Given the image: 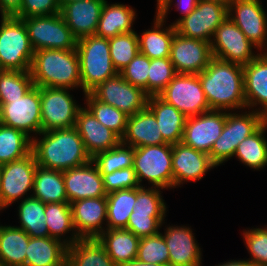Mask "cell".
<instances>
[{
	"mask_svg": "<svg viewBox=\"0 0 267 266\" xmlns=\"http://www.w3.org/2000/svg\"><path fill=\"white\" fill-rule=\"evenodd\" d=\"M198 76L211 110L246 108L242 65L213 58Z\"/></svg>",
	"mask_w": 267,
	"mask_h": 266,
	"instance_id": "6da1fadb",
	"label": "cell"
},
{
	"mask_svg": "<svg viewBox=\"0 0 267 266\" xmlns=\"http://www.w3.org/2000/svg\"><path fill=\"white\" fill-rule=\"evenodd\" d=\"M39 135L43 137H32V152L38 166L65 171L91 161L75 127L53 129Z\"/></svg>",
	"mask_w": 267,
	"mask_h": 266,
	"instance_id": "7a4b0ae2",
	"label": "cell"
},
{
	"mask_svg": "<svg viewBox=\"0 0 267 266\" xmlns=\"http://www.w3.org/2000/svg\"><path fill=\"white\" fill-rule=\"evenodd\" d=\"M30 74L38 87L82 88L76 49H40L34 52Z\"/></svg>",
	"mask_w": 267,
	"mask_h": 266,
	"instance_id": "3957f363",
	"label": "cell"
},
{
	"mask_svg": "<svg viewBox=\"0 0 267 266\" xmlns=\"http://www.w3.org/2000/svg\"><path fill=\"white\" fill-rule=\"evenodd\" d=\"M76 50L84 94L118 73L111 61L109 39L86 36L77 40Z\"/></svg>",
	"mask_w": 267,
	"mask_h": 266,
	"instance_id": "277c9868",
	"label": "cell"
},
{
	"mask_svg": "<svg viewBox=\"0 0 267 266\" xmlns=\"http://www.w3.org/2000/svg\"><path fill=\"white\" fill-rule=\"evenodd\" d=\"M1 70L30 71L34 50L24 21L15 16H1Z\"/></svg>",
	"mask_w": 267,
	"mask_h": 266,
	"instance_id": "5b68a950",
	"label": "cell"
},
{
	"mask_svg": "<svg viewBox=\"0 0 267 266\" xmlns=\"http://www.w3.org/2000/svg\"><path fill=\"white\" fill-rule=\"evenodd\" d=\"M266 121L267 118L254 109L241 114L226 113L223 131L214 142L209 154L211 161L219 166L230 160L238 145L256 132Z\"/></svg>",
	"mask_w": 267,
	"mask_h": 266,
	"instance_id": "8992f818",
	"label": "cell"
},
{
	"mask_svg": "<svg viewBox=\"0 0 267 266\" xmlns=\"http://www.w3.org/2000/svg\"><path fill=\"white\" fill-rule=\"evenodd\" d=\"M134 171L142 187L143 178L152 187L173 188L172 144L142 146L134 148Z\"/></svg>",
	"mask_w": 267,
	"mask_h": 266,
	"instance_id": "52a82bcc",
	"label": "cell"
},
{
	"mask_svg": "<svg viewBox=\"0 0 267 266\" xmlns=\"http://www.w3.org/2000/svg\"><path fill=\"white\" fill-rule=\"evenodd\" d=\"M22 20L34 52L40 49H76L77 39L66 25L61 13Z\"/></svg>",
	"mask_w": 267,
	"mask_h": 266,
	"instance_id": "ba28073f",
	"label": "cell"
},
{
	"mask_svg": "<svg viewBox=\"0 0 267 266\" xmlns=\"http://www.w3.org/2000/svg\"><path fill=\"white\" fill-rule=\"evenodd\" d=\"M158 96L187 118L211 110L198 74L177 73Z\"/></svg>",
	"mask_w": 267,
	"mask_h": 266,
	"instance_id": "9c48e42d",
	"label": "cell"
},
{
	"mask_svg": "<svg viewBox=\"0 0 267 266\" xmlns=\"http://www.w3.org/2000/svg\"><path fill=\"white\" fill-rule=\"evenodd\" d=\"M68 90V88L40 87L42 132L75 127L78 112L82 107L76 104V100Z\"/></svg>",
	"mask_w": 267,
	"mask_h": 266,
	"instance_id": "30bf717a",
	"label": "cell"
},
{
	"mask_svg": "<svg viewBox=\"0 0 267 266\" xmlns=\"http://www.w3.org/2000/svg\"><path fill=\"white\" fill-rule=\"evenodd\" d=\"M213 37L210 43L213 57L219 60L244 66L259 55L252 52L257 47L228 16L216 28Z\"/></svg>",
	"mask_w": 267,
	"mask_h": 266,
	"instance_id": "8fae6325",
	"label": "cell"
},
{
	"mask_svg": "<svg viewBox=\"0 0 267 266\" xmlns=\"http://www.w3.org/2000/svg\"><path fill=\"white\" fill-rule=\"evenodd\" d=\"M95 99L114 106L128 116L147 107L149 95L128 83L120 73L98 84L89 92Z\"/></svg>",
	"mask_w": 267,
	"mask_h": 266,
	"instance_id": "7c38bea8",
	"label": "cell"
},
{
	"mask_svg": "<svg viewBox=\"0 0 267 266\" xmlns=\"http://www.w3.org/2000/svg\"><path fill=\"white\" fill-rule=\"evenodd\" d=\"M227 14L226 5L199 0L195 9L174 26L179 35L211 43L216 28L226 19Z\"/></svg>",
	"mask_w": 267,
	"mask_h": 266,
	"instance_id": "4fadbf2b",
	"label": "cell"
},
{
	"mask_svg": "<svg viewBox=\"0 0 267 266\" xmlns=\"http://www.w3.org/2000/svg\"><path fill=\"white\" fill-rule=\"evenodd\" d=\"M0 123L21 130L28 136L32 132L40 134V87L34 85L22 98L0 104Z\"/></svg>",
	"mask_w": 267,
	"mask_h": 266,
	"instance_id": "5bb4252c",
	"label": "cell"
},
{
	"mask_svg": "<svg viewBox=\"0 0 267 266\" xmlns=\"http://www.w3.org/2000/svg\"><path fill=\"white\" fill-rule=\"evenodd\" d=\"M37 166L33 152L21 159L0 165L3 210L16 200H23L22 197L27 195V192L33 191Z\"/></svg>",
	"mask_w": 267,
	"mask_h": 266,
	"instance_id": "9a60e30c",
	"label": "cell"
},
{
	"mask_svg": "<svg viewBox=\"0 0 267 266\" xmlns=\"http://www.w3.org/2000/svg\"><path fill=\"white\" fill-rule=\"evenodd\" d=\"M260 2V0H232L228 5L227 14L257 50H262L267 44V15Z\"/></svg>",
	"mask_w": 267,
	"mask_h": 266,
	"instance_id": "2e32d148",
	"label": "cell"
},
{
	"mask_svg": "<svg viewBox=\"0 0 267 266\" xmlns=\"http://www.w3.org/2000/svg\"><path fill=\"white\" fill-rule=\"evenodd\" d=\"M213 58L209 42L174 34L170 60L176 73L199 74Z\"/></svg>",
	"mask_w": 267,
	"mask_h": 266,
	"instance_id": "e0dca14e",
	"label": "cell"
},
{
	"mask_svg": "<svg viewBox=\"0 0 267 266\" xmlns=\"http://www.w3.org/2000/svg\"><path fill=\"white\" fill-rule=\"evenodd\" d=\"M226 121V111L210 110L188 117L182 142L195 150L210 154L214 142L221 135Z\"/></svg>",
	"mask_w": 267,
	"mask_h": 266,
	"instance_id": "ac0fdd59",
	"label": "cell"
},
{
	"mask_svg": "<svg viewBox=\"0 0 267 266\" xmlns=\"http://www.w3.org/2000/svg\"><path fill=\"white\" fill-rule=\"evenodd\" d=\"M216 165L210 156L183 142L172 144L173 188L185 181H198Z\"/></svg>",
	"mask_w": 267,
	"mask_h": 266,
	"instance_id": "d6986e66",
	"label": "cell"
},
{
	"mask_svg": "<svg viewBox=\"0 0 267 266\" xmlns=\"http://www.w3.org/2000/svg\"><path fill=\"white\" fill-rule=\"evenodd\" d=\"M73 225L79 238H98L106 228L107 198H86L70 203Z\"/></svg>",
	"mask_w": 267,
	"mask_h": 266,
	"instance_id": "ffe728a7",
	"label": "cell"
},
{
	"mask_svg": "<svg viewBox=\"0 0 267 266\" xmlns=\"http://www.w3.org/2000/svg\"><path fill=\"white\" fill-rule=\"evenodd\" d=\"M63 179L68 203L80 199L107 196L102 175L92 161L80 167L63 171Z\"/></svg>",
	"mask_w": 267,
	"mask_h": 266,
	"instance_id": "44dd1931",
	"label": "cell"
},
{
	"mask_svg": "<svg viewBox=\"0 0 267 266\" xmlns=\"http://www.w3.org/2000/svg\"><path fill=\"white\" fill-rule=\"evenodd\" d=\"M105 0H79L61 7V15L73 36L80 38L95 35Z\"/></svg>",
	"mask_w": 267,
	"mask_h": 266,
	"instance_id": "7402d4cb",
	"label": "cell"
},
{
	"mask_svg": "<svg viewBox=\"0 0 267 266\" xmlns=\"http://www.w3.org/2000/svg\"><path fill=\"white\" fill-rule=\"evenodd\" d=\"M75 128L91 158L99 152L112 149L121 142V138L100 123L86 106L79 110Z\"/></svg>",
	"mask_w": 267,
	"mask_h": 266,
	"instance_id": "603a6c76",
	"label": "cell"
},
{
	"mask_svg": "<svg viewBox=\"0 0 267 266\" xmlns=\"http://www.w3.org/2000/svg\"><path fill=\"white\" fill-rule=\"evenodd\" d=\"M164 240L169 251V266H202L201 249L194 233L186 226H168Z\"/></svg>",
	"mask_w": 267,
	"mask_h": 266,
	"instance_id": "cb8c5ba5",
	"label": "cell"
},
{
	"mask_svg": "<svg viewBox=\"0 0 267 266\" xmlns=\"http://www.w3.org/2000/svg\"><path fill=\"white\" fill-rule=\"evenodd\" d=\"M263 53L243 66L244 96L248 110L260 105L255 110L267 118V51Z\"/></svg>",
	"mask_w": 267,
	"mask_h": 266,
	"instance_id": "d4e9b609",
	"label": "cell"
},
{
	"mask_svg": "<svg viewBox=\"0 0 267 266\" xmlns=\"http://www.w3.org/2000/svg\"><path fill=\"white\" fill-rule=\"evenodd\" d=\"M121 142L133 148L167 143L162 137L156 117L148 107L128 117Z\"/></svg>",
	"mask_w": 267,
	"mask_h": 266,
	"instance_id": "484cf974",
	"label": "cell"
},
{
	"mask_svg": "<svg viewBox=\"0 0 267 266\" xmlns=\"http://www.w3.org/2000/svg\"><path fill=\"white\" fill-rule=\"evenodd\" d=\"M147 107L156 117L163 139L169 144L182 142L187 117L158 95L149 96Z\"/></svg>",
	"mask_w": 267,
	"mask_h": 266,
	"instance_id": "4316f807",
	"label": "cell"
},
{
	"mask_svg": "<svg viewBox=\"0 0 267 266\" xmlns=\"http://www.w3.org/2000/svg\"><path fill=\"white\" fill-rule=\"evenodd\" d=\"M68 246L51 237H30L25 266H67Z\"/></svg>",
	"mask_w": 267,
	"mask_h": 266,
	"instance_id": "83f0119b",
	"label": "cell"
},
{
	"mask_svg": "<svg viewBox=\"0 0 267 266\" xmlns=\"http://www.w3.org/2000/svg\"><path fill=\"white\" fill-rule=\"evenodd\" d=\"M135 16L136 12L132 7L120 3L109 4L105 0L95 35L110 39L130 33L134 31L132 26Z\"/></svg>",
	"mask_w": 267,
	"mask_h": 266,
	"instance_id": "f1b7e54d",
	"label": "cell"
},
{
	"mask_svg": "<svg viewBox=\"0 0 267 266\" xmlns=\"http://www.w3.org/2000/svg\"><path fill=\"white\" fill-rule=\"evenodd\" d=\"M97 240L117 266L136 259L140 238L130 230L106 229Z\"/></svg>",
	"mask_w": 267,
	"mask_h": 266,
	"instance_id": "f546056e",
	"label": "cell"
},
{
	"mask_svg": "<svg viewBox=\"0 0 267 266\" xmlns=\"http://www.w3.org/2000/svg\"><path fill=\"white\" fill-rule=\"evenodd\" d=\"M164 22L166 23L155 15L153 29L146 30L141 36L138 35L139 53L149 59L170 57L171 42L176 29L173 24L164 28Z\"/></svg>",
	"mask_w": 267,
	"mask_h": 266,
	"instance_id": "4dcf8cb0",
	"label": "cell"
},
{
	"mask_svg": "<svg viewBox=\"0 0 267 266\" xmlns=\"http://www.w3.org/2000/svg\"><path fill=\"white\" fill-rule=\"evenodd\" d=\"M30 236L17 226H0V266H25Z\"/></svg>",
	"mask_w": 267,
	"mask_h": 266,
	"instance_id": "1f68e13d",
	"label": "cell"
},
{
	"mask_svg": "<svg viewBox=\"0 0 267 266\" xmlns=\"http://www.w3.org/2000/svg\"><path fill=\"white\" fill-rule=\"evenodd\" d=\"M67 266H117L97 238H80L67 249Z\"/></svg>",
	"mask_w": 267,
	"mask_h": 266,
	"instance_id": "d6a6232c",
	"label": "cell"
},
{
	"mask_svg": "<svg viewBox=\"0 0 267 266\" xmlns=\"http://www.w3.org/2000/svg\"><path fill=\"white\" fill-rule=\"evenodd\" d=\"M31 196L43 203L68 202L63 171L37 166Z\"/></svg>",
	"mask_w": 267,
	"mask_h": 266,
	"instance_id": "836d02e7",
	"label": "cell"
},
{
	"mask_svg": "<svg viewBox=\"0 0 267 266\" xmlns=\"http://www.w3.org/2000/svg\"><path fill=\"white\" fill-rule=\"evenodd\" d=\"M45 222L49 231V237L63 241L68 247L80 239L75 232L71 207L68 202L45 203ZM69 231H72V237L68 240L67 238L61 240V236L64 238V234L69 233Z\"/></svg>",
	"mask_w": 267,
	"mask_h": 266,
	"instance_id": "e575fe53",
	"label": "cell"
},
{
	"mask_svg": "<svg viewBox=\"0 0 267 266\" xmlns=\"http://www.w3.org/2000/svg\"><path fill=\"white\" fill-rule=\"evenodd\" d=\"M106 198V229L126 228L136 202V188L113 191Z\"/></svg>",
	"mask_w": 267,
	"mask_h": 266,
	"instance_id": "d590c367",
	"label": "cell"
},
{
	"mask_svg": "<svg viewBox=\"0 0 267 266\" xmlns=\"http://www.w3.org/2000/svg\"><path fill=\"white\" fill-rule=\"evenodd\" d=\"M32 135L0 123V165L21 159L32 152Z\"/></svg>",
	"mask_w": 267,
	"mask_h": 266,
	"instance_id": "8d00e7d4",
	"label": "cell"
},
{
	"mask_svg": "<svg viewBox=\"0 0 267 266\" xmlns=\"http://www.w3.org/2000/svg\"><path fill=\"white\" fill-rule=\"evenodd\" d=\"M266 130L267 121L251 136L245 138L234 154L251 169L261 170L267 165V140L264 135Z\"/></svg>",
	"mask_w": 267,
	"mask_h": 266,
	"instance_id": "74e56055",
	"label": "cell"
},
{
	"mask_svg": "<svg viewBox=\"0 0 267 266\" xmlns=\"http://www.w3.org/2000/svg\"><path fill=\"white\" fill-rule=\"evenodd\" d=\"M21 200L18 210L22 228L30 237H48L49 231L45 222V203L34 197L27 196Z\"/></svg>",
	"mask_w": 267,
	"mask_h": 266,
	"instance_id": "f35d334b",
	"label": "cell"
},
{
	"mask_svg": "<svg viewBox=\"0 0 267 266\" xmlns=\"http://www.w3.org/2000/svg\"><path fill=\"white\" fill-rule=\"evenodd\" d=\"M84 97L87 102V109L94 117L122 138L126 132L129 116L116 107L95 99L90 93H85Z\"/></svg>",
	"mask_w": 267,
	"mask_h": 266,
	"instance_id": "ab89813d",
	"label": "cell"
},
{
	"mask_svg": "<svg viewBox=\"0 0 267 266\" xmlns=\"http://www.w3.org/2000/svg\"><path fill=\"white\" fill-rule=\"evenodd\" d=\"M33 86L30 71L1 70L0 104L22 98Z\"/></svg>",
	"mask_w": 267,
	"mask_h": 266,
	"instance_id": "60d3db41",
	"label": "cell"
},
{
	"mask_svg": "<svg viewBox=\"0 0 267 266\" xmlns=\"http://www.w3.org/2000/svg\"><path fill=\"white\" fill-rule=\"evenodd\" d=\"M99 173H112L115 170L134 166V148L120 142L107 151L99 152L91 158Z\"/></svg>",
	"mask_w": 267,
	"mask_h": 266,
	"instance_id": "b9f144b4",
	"label": "cell"
},
{
	"mask_svg": "<svg viewBox=\"0 0 267 266\" xmlns=\"http://www.w3.org/2000/svg\"><path fill=\"white\" fill-rule=\"evenodd\" d=\"M111 61L119 73L139 53L138 34L135 31L109 39Z\"/></svg>",
	"mask_w": 267,
	"mask_h": 266,
	"instance_id": "7bdbcfd3",
	"label": "cell"
},
{
	"mask_svg": "<svg viewBox=\"0 0 267 266\" xmlns=\"http://www.w3.org/2000/svg\"><path fill=\"white\" fill-rule=\"evenodd\" d=\"M136 259L169 266V251L163 234L160 232L154 236L140 238Z\"/></svg>",
	"mask_w": 267,
	"mask_h": 266,
	"instance_id": "ee69618b",
	"label": "cell"
},
{
	"mask_svg": "<svg viewBox=\"0 0 267 266\" xmlns=\"http://www.w3.org/2000/svg\"><path fill=\"white\" fill-rule=\"evenodd\" d=\"M176 74L170 57L150 59L147 94L149 96L158 95Z\"/></svg>",
	"mask_w": 267,
	"mask_h": 266,
	"instance_id": "f6af8a7d",
	"label": "cell"
},
{
	"mask_svg": "<svg viewBox=\"0 0 267 266\" xmlns=\"http://www.w3.org/2000/svg\"><path fill=\"white\" fill-rule=\"evenodd\" d=\"M161 188H136V202L134 213L150 214L152 217H166V203L161 196Z\"/></svg>",
	"mask_w": 267,
	"mask_h": 266,
	"instance_id": "bcb514c9",
	"label": "cell"
},
{
	"mask_svg": "<svg viewBox=\"0 0 267 266\" xmlns=\"http://www.w3.org/2000/svg\"><path fill=\"white\" fill-rule=\"evenodd\" d=\"M243 235L251 256L248 260L255 266H267V227L248 229Z\"/></svg>",
	"mask_w": 267,
	"mask_h": 266,
	"instance_id": "7dc6e473",
	"label": "cell"
},
{
	"mask_svg": "<svg viewBox=\"0 0 267 266\" xmlns=\"http://www.w3.org/2000/svg\"><path fill=\"white\" fill-rule=\"evenodd\" d=\"M149 67L150 59L138 53L119 73L128 83L143 89L147 93Z\"/></svg>",
	"mask_w": 267,
	"mask_h": 266,
	"instance_id": "c3c4849f",
	"label": "cell"
},
{
	"mask_svg": "<svg viewBox=\"0 0 267 266\" xmlns=\"http://www.w3.org/2000/svg\"><path fill=\"white\" fill-rule=\"evenodd\" d=\"M103 178V186L108 194L117 190L141 187L133 167L115 170L112 173H100Z\"/></svg>",
	"mask_w": 267,
	"mask_h": 266,
	"instance_id": "681fc988",
	"label": "cell"
},
{
	"mask_svg": "<svg viewBox=\"0 0 267 266\" xmlns=\"http://www.w3.org/2000/svg\"><path fill=\"white\" fill-rule=\"evenodd\" d=\"M164 217H152L150 214L132 212L127 227L135 236L142 238L157 235L162 226Z\"/></svg>",
	"mask_w": 267,
	"mask_h": 266,
	"instance_id": "f907efd6",
	"label": "cell"
},
{
	"mask_svg": "<svg viewBox=\"0 0 267 266\" xmlns=\"http://www.w3.org/2000/svg\"><path fill=\"white\" fill-rule=\"evenodd\" d=\"M58 0H23L20 12L15 16L19 19L47 16L60 13Z\"/></svg>",
	"mask_w": 267,
	"mask_h": 266,
	"instance_id": "816d5d0a",
	"label": "cell"
},
{
	"mask_svg": "<svg viewBox=\"0 0 267 266\" xmlns=\"http://www.w3.org/2000/svg\"><path fill=\"white\" fill-rule=\"evenodd\" d=\"M23 0H0L1 16H16L20 12Z\"/></svg>",
	"mask_w": 267,
	"mask_h": 266,
	"instance_id": "f5cc1de1",
	"label": "cell"
},
{
	"mask_svg": "<svg viewBox=\"0 0 267 266\" xmlns=\"http://www.w3.org/2000/svg\"><path fill=\"white\" fill-rule=\"evenodd\" d=\"M198 1L199 0H178V1H176L177 4H175V6H177L176 8L178 9V11H181L183 16H181L179 19L176 20V22H173L171 24L175 25L182 17L189 15L197 6ZM182 8H183V10H182Z\"/></svg>",
	"mask_w": 267,
	"mask_h": 266,
	"instance_id": "db71d44e",
	"label": "cell"
},
{
	"mask_svg": "<svg viewBox=\"0 0 267 266\" xmlns=\"http://www.w3.org/2000/svg\"><path fill=\"white\" fill-rule=\"evenodd\" d=\"M172 2H173V0H157L156 15L159 18L166 21L167 14H168V11H170V7H171Z\"/></svg>",
	"mask_w": 267,
	"mask_h": 266,
	"instance_id": "11a10c76",
	"label": "cell"
},
{
	"mask_svg": "<svg viewBox=\"0 0 267 266\" xmlns=\"http://www.w3.org/2000/svg\"><path fill=\"white\" fill-rule=\"evenodd\" d=\"M216 266H255L252 262H250L249 260H230L226 263L223 264H218Z\"/></svg>",
	"mask_w": 267,
	"mask_h": 266,
	"instance_id": "9f6ffc18",
	"label": "cell"
},
{
	"mask_svg": "<svg viewBox=\"0 0 267 266\" xmlns=\"http://www.w3.org/2000/svg\"><path fill=\"white\" fill-rule=\"evenodd\" d=\"M120 266H164V265L155 264V263H146V262L140 261L138 259H134V260H130L126 263H123Z\"/></svg>",
	"mask_w": 267,
	"mask_h": 266,
	"instance_id": "6f0895ef",
	"label": "cell"
},
{
	"mask_svg": "<svg viewBox=\"0 0 267 266\" xmlns=\"http://www.w3.org/2000/svg\"><path fill=\"white\" fill-rule=\"evenodd\" d=\"M203 1H214V2H219V3H222L224 5H226L228 7V5L230 4V2L232 0H203Z\"/></svg>",
	"mask_w": 267,
	"mask_h": 266,
	"instance_id": "680465c9",
	"label": "cell"
},
{
	"mask_svg": "<svg viewBox=\"0 0 267 266\" xmlns=\"http://www.w3.org/2000/svg\"><path fill=\"white\" fill-rule=\"evenodd\" d=\"M73 1H79V0H58L60 7H62L66 3H70Z\"/></svg>",
	"mask_w": 267,
	"mask_h": 266,
	"instance_id": "91938a15",
	"label": "cell"
},
{
	"mask_svg": "<svg viewBox=\"0 0 267 266\" xmlns=\"http://www.w3.org/2000/svg\"><path fill=\"white\" fill-rule=\"evenodd\" d=\"M0 210H2V195H1V169H0Z\"/></svg>",
	"mask_w": 267,
	"mask_h": 266,
	"instance_id": "94428289",
	"label": "cell"
}]
</instances>
